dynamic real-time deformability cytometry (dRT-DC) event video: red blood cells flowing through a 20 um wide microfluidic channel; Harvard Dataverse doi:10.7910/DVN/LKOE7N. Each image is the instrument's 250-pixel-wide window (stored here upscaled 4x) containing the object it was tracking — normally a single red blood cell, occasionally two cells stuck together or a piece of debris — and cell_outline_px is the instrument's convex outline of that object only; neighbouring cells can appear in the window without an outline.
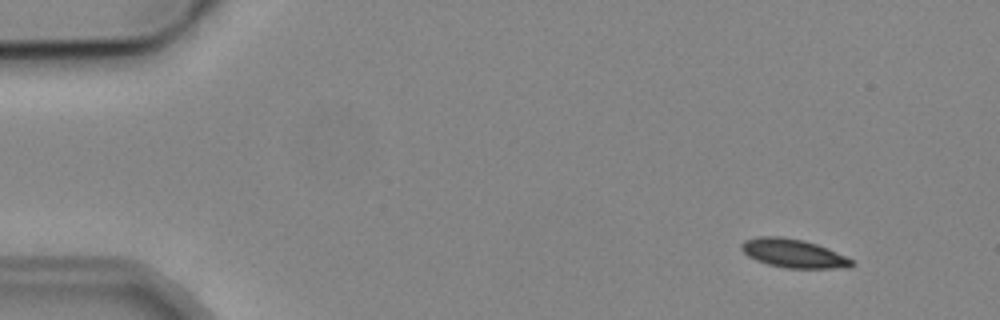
{"species": "common noctule bat (a hibernating species)", "species_latin": "Nyctalus noctula", "temperature_condition": "cold", "stored_images_in_passage": 5, "camera_frame_rate_fps": 3000, "um_per_image_px": 0.085, "animal": {"sex": "male", "body_mass_g": 19.2, "forearm_length_mm": 51.8}, "frame": {"image": 1, "passage_image": 2, "time_ms": 1.0, "image_size_px": [1000, 320], "cell_outline_px": [[856, 264], [852, 268], [784, 268], [768, 264], [756, 260], [748, 256], [740, 248], [740, 244], [744, 240], [756, 236], [780, 236], [804, 240], [828, 248], [852, 260]], "centroid_in_image_um": [67.43, 21.53], "position_along_channel_um": 17.6, "area_um2": 18.55}}